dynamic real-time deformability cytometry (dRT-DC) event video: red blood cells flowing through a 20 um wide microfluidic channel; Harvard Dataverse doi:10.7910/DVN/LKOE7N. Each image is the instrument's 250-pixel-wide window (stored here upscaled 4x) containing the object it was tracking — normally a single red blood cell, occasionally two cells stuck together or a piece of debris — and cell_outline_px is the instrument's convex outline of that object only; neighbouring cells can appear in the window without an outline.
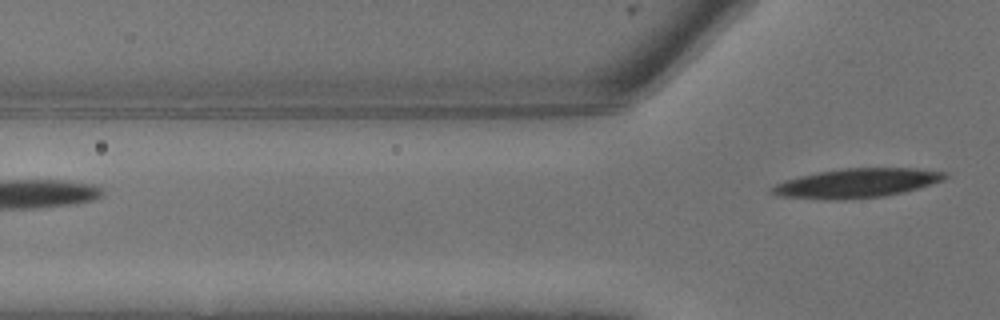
{"species": "common noctule bat (a hibernating species)", "species_latin": "Nyctalus noctula", "temperature_condition": "warm", "stored_images_in_passage": 4, "camera_frame_rate_fps": 3000, "um_per_image_px": 0.085, "animal": {"sex": "male", "body_mass_g": 13.3}, "frame": {"image": 1, "passage_image": 4, "time_ms": 1.0, "image_size_px": [1000, 320], "cell_outline_px": [[948, 176], [944, 180], [916, 188], [884, 196], [836, 200], [824, 200], [780, 196], [768, 192], [776, 184], [784, 180], [800, 176], [820, 172], [844, 168], [912, 168], [948, 172]], "centroid_in_image_um": [72.8, 15.57], "position_along_channel_um": 53.0, "area_um2": 29.19}}